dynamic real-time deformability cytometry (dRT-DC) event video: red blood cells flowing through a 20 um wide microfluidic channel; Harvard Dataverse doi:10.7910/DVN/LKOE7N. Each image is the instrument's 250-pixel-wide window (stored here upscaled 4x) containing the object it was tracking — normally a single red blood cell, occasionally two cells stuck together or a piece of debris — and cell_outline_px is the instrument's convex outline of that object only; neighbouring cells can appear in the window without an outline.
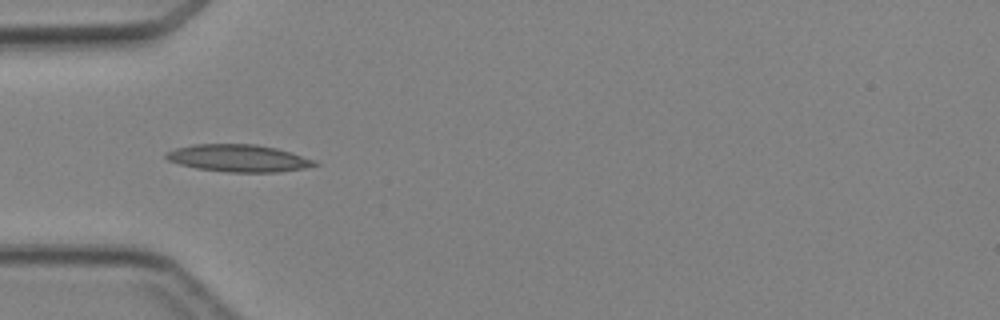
{"species": "Egyptian fruit bat (a non-hibernating species)", "species_latin": "Rousettus aegyptiacus", "temperature_condition": "cold", "stored_images_in_passage": 5, "camera_frame_rate_fps": 3000, "um_per_image_px": 0.085, "animal": {"sex": "female"}, "frame": {"image": 1, "passage_image": 4, "time_ms": 3.667, "image_size_px": [1000, 320], "cell_outline_px": [[320, 164], [304, 168], [280, 172], [228, 172], [196, 168], [180, 164], [168, 160], [164, 156], [164, 152], [176, 148], [192, 144], [256, 144], [276, 148], [292, 152], [316, 160]], "centroid_in_image_um": [20.28, 13.44], "position_along_channel_um": 64.7, "area_um2": 23.76}}
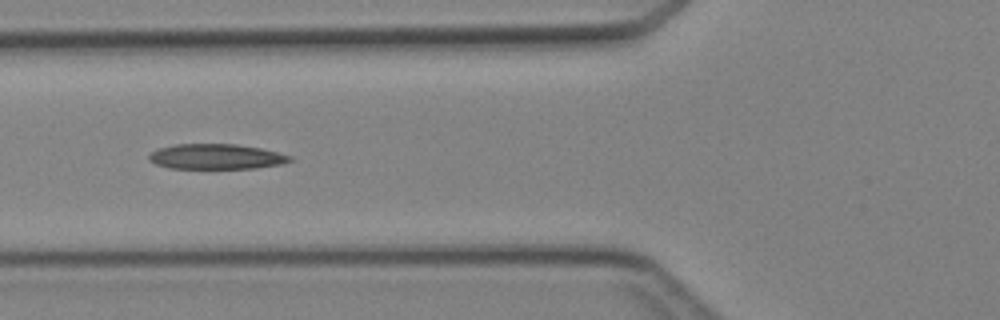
{"frame": {"image": 2, "passage_image": 5, "time_ms": 4.667, "image_size_px": [1000, 320], "cell_outline_px": [[292, 160], [284, 164], [256, 168], [168, 168], [156, 164], [148, 160], [148, 156], [152, 152], [160, 148], [176, 144], [236, 144], [260, 148], [292, 156]], "centroid_in_image_um": [18.39, 13.31], "position_along_channel_um": 107.4, "area_um2": 20.63}}